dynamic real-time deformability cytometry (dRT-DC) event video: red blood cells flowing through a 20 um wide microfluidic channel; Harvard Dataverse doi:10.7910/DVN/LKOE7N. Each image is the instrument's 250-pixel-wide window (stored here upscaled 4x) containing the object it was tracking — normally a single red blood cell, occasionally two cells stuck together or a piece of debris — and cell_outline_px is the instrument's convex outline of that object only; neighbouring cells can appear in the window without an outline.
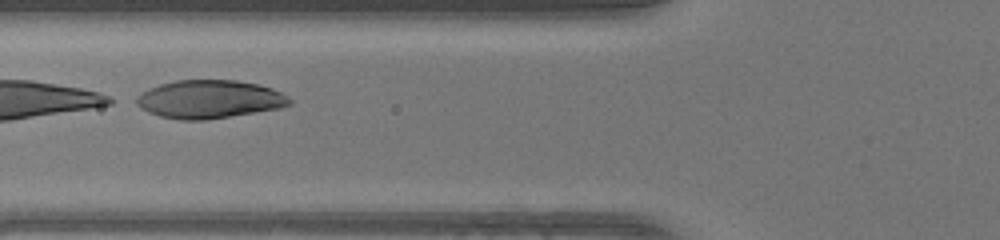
{"species": "human", "species_latin": "Homo sapiens", "temperature_condition": "warm", "stored_images_in_passage": 11, "camera_frame_rate_fps": 3000, "um_per_image_px": 0.085, "donor": {"sex": "female"}, "frame": {"image": 1, "passage_image": 7, "time_ms": 2.0, "image_size_px": [1000, 240], "cell_outline_px": [[292, 104], [280, 108], [204, 120], [180, 120], [160, 116], [148, 112], [140, 108], [136, 104], [136, 96], [148, 88], [160, 84], [176, 80], [236, 80], [256, 84], [272, 88], [288, 96], [292, 100]], "centroid_in_image_um": [17.78, 8.43], "position_along_channel_um": 108.0, "area_um2": 34.1}}